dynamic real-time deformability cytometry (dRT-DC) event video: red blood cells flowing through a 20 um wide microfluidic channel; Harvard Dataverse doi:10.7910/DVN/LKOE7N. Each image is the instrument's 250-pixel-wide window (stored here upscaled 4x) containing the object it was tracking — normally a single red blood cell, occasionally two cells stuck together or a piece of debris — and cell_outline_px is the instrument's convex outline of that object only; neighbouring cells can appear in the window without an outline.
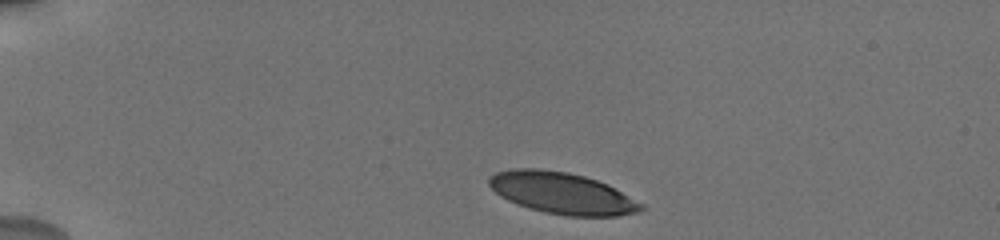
{"species": "human", "species_latin": "Homo sapiens", "temperature_condition": "cold", "stored_images_in_passage": 20, "camera_frame_rate_fps": 3000, "um_per_image_px": 0.085, "donor": {"sex": "male"}, "frame": {"image": 1, "passage_image": 1, "time_ms": 0.0, "image_size_px": [1000, 240], "cell_outline_px": [[644, 208], [636, 212], [616, 216], [568, 216], [544, 212], [528, 208], [508, 200], [500, 196], [488, 184], [488, 176], [496, 172], [512, 168], [540, 168], [568, 172], [584, 176], [608, 184], [644, 204]], "centroid_in_image_um": [47.75, 16.4], "position_along_channel_um": 37.2, "area_um2": 36.88}}
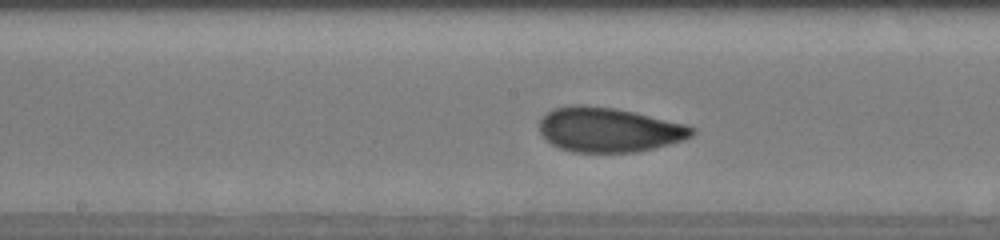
{"frame": {"image": 2, "passage_image": 14, "time_ms": 6.0, "image_size_px": [1000, 240], "cell_outline_px": [[696, 132], [692, 136], [684, 140], [636, 152], [572, 152], [560, 148], [552, 144], [540, 132], [540, 120], [552, 108], [572, 104], [584, 104], [616, 108], [636, 112], [684, 124], [696, 128]], "centroid_in_image_um": [51.76, 11.01], "position_along_channel_um": 196.4, "area_um2": 39.71}}
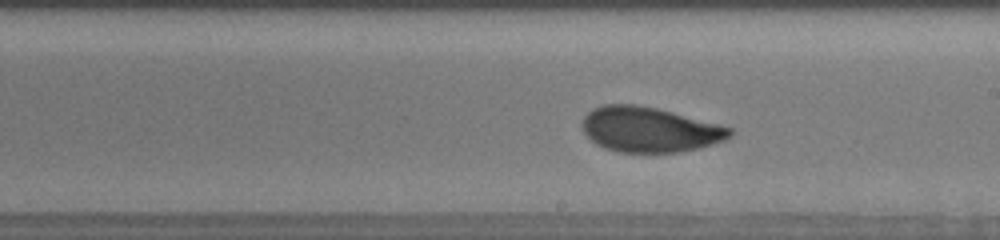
{"frame": {"image": 3, "passage_image": 18, "time_ms": 7.0, "image_size_px": [1000, 240], "cell_outline_px": [[732, 136], [724, 140], [700, 148], [680, 152], [620, 152], [604, 148], [596, 144], [584, 132], [580, 124], [584, 116], [592, 108], [604, 104], [636, 104], [656, 108], [672, 112], [732, 128]], "centroid_in_image_um": [55.17, 11.01], "position_along_channel_um": 233.8, "area_um2": 38.73}}